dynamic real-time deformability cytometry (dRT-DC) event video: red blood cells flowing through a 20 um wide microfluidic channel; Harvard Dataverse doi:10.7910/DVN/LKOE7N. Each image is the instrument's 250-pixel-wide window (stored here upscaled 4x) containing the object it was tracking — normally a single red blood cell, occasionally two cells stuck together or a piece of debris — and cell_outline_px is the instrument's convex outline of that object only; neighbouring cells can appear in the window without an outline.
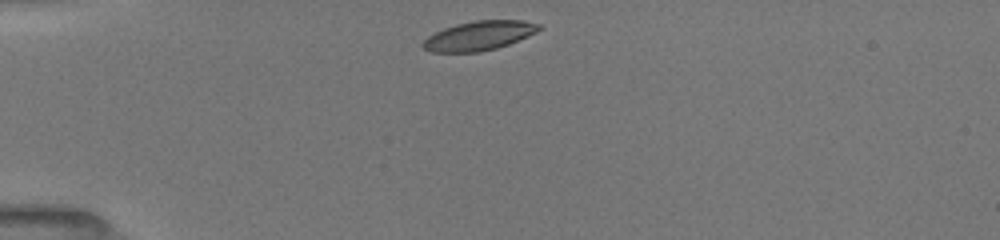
{"species": "common noctule bat (a hibernating species)", "species_latin": "Nyctalus noctula", "temperature_condition": "room temperature", "stored_images_in_passage": 39, "camera_frame_rate_fps": 3000, "um_per_image_px": 0.085, "animal": {"sex": "female", "body_mass_g": 19.5, "forearm_length_mm": 54.1}, "frame": {"image": 1, "passage_image": 1, "time_ms": 0.0, "image_size_px": [1000, 240], "cell_outline_px": [[544, 28], [536, 32], [508, 44], [496, 48], [480, 52], [432, 52], [424, 48], [420, 44], [428, 36], [444, 28], [456, 24], [476, 20], [524, 20], [540, 24]], "centroid_in_image_um": [40.73, 3.03], "position_along_channel_um": 44.3, "area_um2": 19.77}}
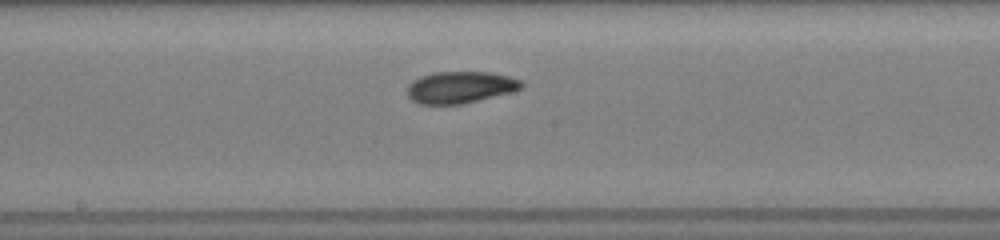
{"frame": {"image": 2, "passage_image": 16, "time_ms": 5.0, "image_size_px": [1000, 240], "cell_outline_px": [[524, 84], [520, 88], [512, 92], [460, 104], [416, 104], [408, 96], [408, 84], [412, 80], [420, 76], [432, 72], [488, 72], [508, 76], [520, 80]], "centroid_in_image_um": [39.08, 7.41], "position_along_channel_um": 209.1, "area_um2": 21.1}}
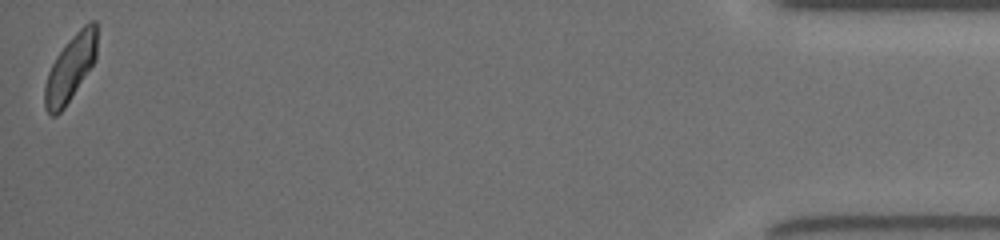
{"frame": {"image": 3, "passage_image": 39, "time_ms": 12.667, "image_size_px": [1000, 240], "cell_outline_px": [[96, 60], [64, 108], [56, 116], [52, 116], [44, 108], [44, 88], [48, 72], [56, 56], [72, 36], [88, 20], [96, 20]], "centroid_in_image_um": [5.98, 5.8], "position_along_channel_um": 429.2, "area_um2": 20.0}, "authors_computed_cell_mechanics": {"area_um2": 20.808, "velocity_mm_per_s": 3.9621, "shape_relaxation_time_tau1_ms": 3.5691, "shape_relaxation_time_tau2_ms": 3.138, "deformation_change_tau1": 0.1165, "deformation_change_tau2": 0.0854}}